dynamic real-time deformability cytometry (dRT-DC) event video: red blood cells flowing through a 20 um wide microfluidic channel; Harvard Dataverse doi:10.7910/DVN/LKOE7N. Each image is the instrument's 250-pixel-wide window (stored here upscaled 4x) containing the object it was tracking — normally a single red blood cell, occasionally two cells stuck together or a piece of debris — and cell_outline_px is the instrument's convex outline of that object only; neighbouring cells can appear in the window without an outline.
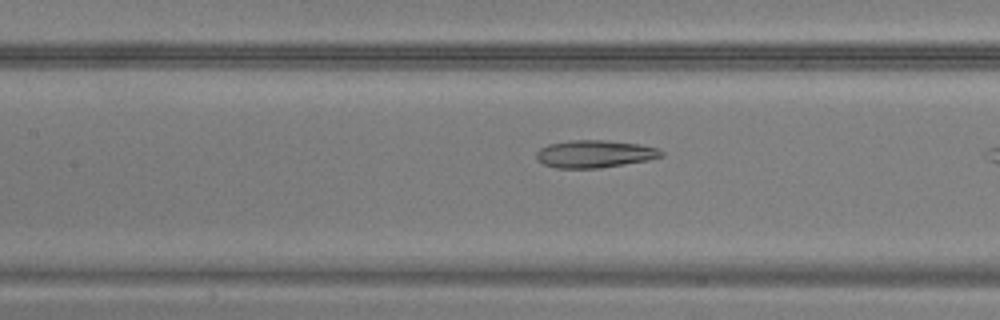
{"species": "common noctule bat (a hibernating species)", "species_latin": "Nyctalus noctula", "temperature_condition": "warm", "stored_images_in_passage": 34, "camera_frame_rate_fps": 3000, "um_per_image_px": 0.085, "animal": {"sex": "male", "body_mass_g": 20.5, "forearm_length_mm": 52.5}, "frame": {"image": 1, "passage_image": 17, "time_ms": 5.333, "image_size_px": [1000, 320], "cell_outline_px": [[664, 156], [648, 160], [600, 168], [556, 168], [544, 164], [536, 160], [536, 152], [540, 148], [548, 144], [572, 140], [604, 140], [640, 144], [656, 148], [664, 152]], "centroid_in_image_um": [50.53, 13.08], "position_along_channel_um": 156.9, "area_um2": 20.06}}
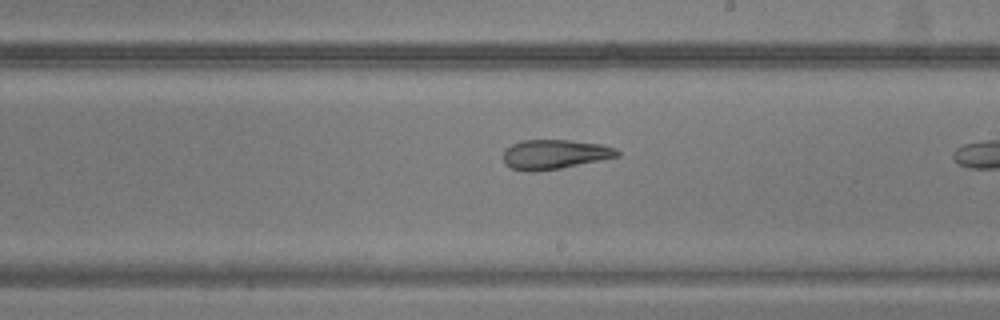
{"frame": {"image": 2, "passage_image": 23, "time_ms": 7.333, "image_size_px": [1000, 320], "cell_outline_px": [[620, 156], [560, 168], [532, 172], [528, 172], [512, 168], [504, 164], [504, 152], [512, 144], [524, 140], [568, 140], [600, 144], [616, 148], [620, 152]], "centroid_in_image_um": [47.15, 13.12], "position_along_channel_um": 241.9, "area_um2": 19.42}}
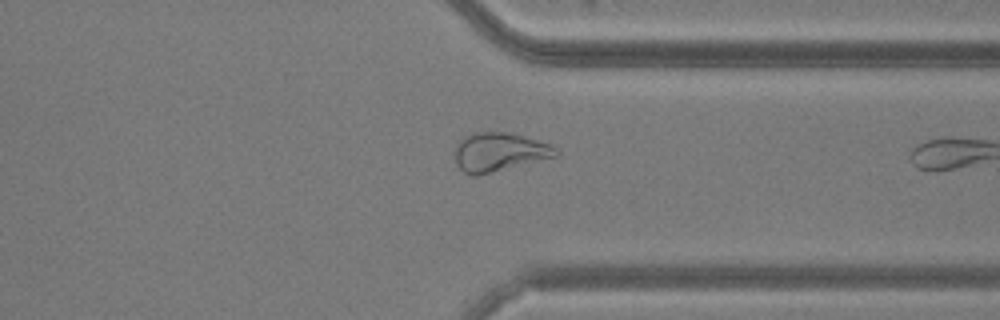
{"frame": {"image": 3, "passage_image": 32, "time_ms": 10.333, "image_size_px": [1000, 320], "cell_outline_px": [[560, 156], [476, 176], [472, 176], [464, 172], [456, 164], [456, 144], [464, 136], [476, 132], [508, 132], [524, 136], [552, 144], [560, 152]], "centroid_in_image_um": [42.48, 12.92], "position_along_channel_um": 368.9, "area_um2": 23.0}}